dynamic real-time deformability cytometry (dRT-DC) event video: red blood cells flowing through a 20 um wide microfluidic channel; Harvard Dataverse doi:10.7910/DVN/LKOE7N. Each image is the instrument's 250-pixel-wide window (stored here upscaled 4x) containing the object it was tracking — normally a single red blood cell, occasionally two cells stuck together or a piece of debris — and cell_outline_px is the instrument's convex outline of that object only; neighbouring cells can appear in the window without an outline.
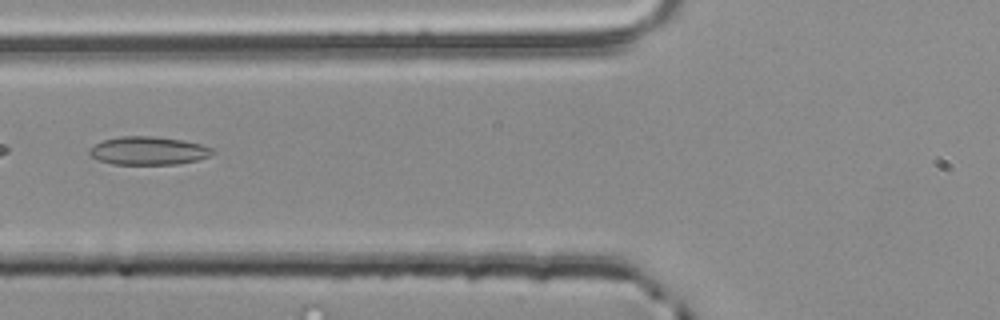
{"species": "common noctule bat (a hibernating species)", "species_latin": "Nyctalus noctula", "temperature_condition": "room temperature", "stored_images_in_passage": 2, "camera_frame_rate_fps": 3000, "um_per_image_px": 0.085, "animal": {"sex": "male", "body_mass_g": 20.4}, "frame": {"image": 1, "passage_image": 2, "time_ms": 0.333, "image_size_px": [1000, 320], "cell_outline_px": [[216, 152], [208, 156], [196, 160], [180, 164], [112, 164], [88, 156], [88, 148], [104, 140], [120, 136], [152, 136], [184, 140], [200, 144], [212, 148]], "centroid_in_image_um": [12.59, 12.81], "position_along_channel_um": 113.2, "area_um2": 20.29}}